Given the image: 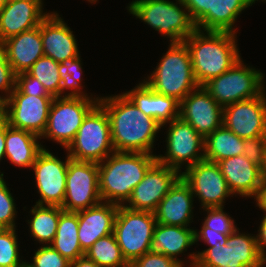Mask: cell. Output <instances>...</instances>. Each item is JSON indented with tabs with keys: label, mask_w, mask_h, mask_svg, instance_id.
I'll use <instances>...</instances> for the list:
<instances>
[{
	"label": "cell",
	"mask_w": 266,
	"mask_h": 267,
	"mask_svg": "<svg viewBox=\"0 0 266 267\" xmlns=\"http://www.w3.org/2000/svg\"><path fill=\"white\" fill-rule=\"evenodd\" d=\"M85 256L101 267H129L113 233L96 240Z\"/></svg>",
	"instance_id": "1f68e13d"
},
{
	"label": "cell",
	"mask_w": 266,
	"mask_h": 267,
	"mask_svg": "<svg viewBox=\"0 0 266 267\" xmlns=\"http://www.w3.org/2000/svg\"><path fill=\"white\" fill-rule=\"evenodd\" d=\"M194 231L190 227L157 223L154 228L149 252L152 254H164L185 266L184 262L177 258V256L195 244Z\"/></svg>",
	"instance_id": "484cf974"
},
{
	"label": "cell",
	"mask_w": 266,
	"mask_h": 267,
	"mask_svg": "<svg viewBox=\"0 0 266 267\" xmlns=\"http://www.w3.org/2000/svg\"><path fill=\"white\" fill-rule=\"evenodd\" d=\"M32 259L33 263L26 262L25 267H70V261L51 245H42Z\"/></svg>",
	"instance_id": "74e56055"
},
{
	"label": "cell",
	"mask_w": 266,
	"mask_h": 267,
	"mask_svg": "<svg viewBox=\"0 0 266 267\" xmlns=\"http://www.w3.org/2000/svg\"><path fill=\"white\" fill-rule=\"evenodd\" d=\"M261 177H262V185H266V156L264 158V163L261 167Z\"/></svg>",
	"instance_id": "f907efd6"
},
{
	"label": "cell",
	"mask_w": 266,
	"mask_h": 267,
	"mask_svg": "<svg viewBox=\"0 0 266 267\" xmlns=\"http://www.w3.org/2000/svg\"><path fill=\"white\" fill-rule=\"evenodd\" d=\"M193 197L190 186L180 177L158 204L154 212L156 222L188 227L193 219Z\"/></svg>",
	"instance_id": "cb8c5ba5"
},
{
	"label": "cell",
	"mask_w": 266,
	"mask_h": 267,
	"mask_svg": "<svg viewBox=\"0 0 266 267\" xmlns=\"http://www.w3.org/2000/svg\"><path fill=\"white\" fill-rule=\"evenodd\" d=\"M129 267H183L174 258L164 254L145 253L143 256L133 261Z\"/></svg>",
	"instance_id": "60d3db41"
},
{
	"label": "cell",
	"mask_w": 266,
	"mask_h": 267,
	"mask_svg": "<svg viewBox=\"0 0 266 267\" xmlns=\"http://www.w3.org/2000/svg\"><path fill=\"white\" fill-rule=\"evenodd\" d=\"M39 138L31 132L13 128L6 122V158L15 166L31 168L44 149V146L39 144Z\"/></svg>",
	"instance_id": "83f0119b"
},
{
	"label": "cell",
	"mask_w": 266,
	"mask_h": 267,
	"mask_svg": "<svg viewBox=\"0 0 266 267\" xmlns=\"http://www.w3.org/2000/svg\"><path fill=\"white\" fill-rule=\"evenodd\" d=\"M0 47L16 75L27 72L40 57L44 56L41 23L31 30L9 37L0 44Z\"/></svg>",
	"instance_id": "603a6c76"
},
{
	"label": "cell",
	"mask_w": 266,
	"mask_h": 267,
	"mask_svg": "<svg viewBox=\"0 0 266 267\" xmlns=\"http://www.w3.org/2000/svg\"><path fill=\"white\" fill-rule=\"evenodd\" d=\"M156 156L141 152L114 151L98 163L99 193L102 201L125 205L133 189L157 162Z\"/></svg>",
	"instance_id": "7a4b0ae2"
},
{
	"label": "cell",
	"mask_w": 266,
	"mask_h": 267,
	"mask_svg": "<svg viewBox=\"0 0 266 267\" xmlns=\"http://www.w3.org/2000/svg\"><path fill=\"white\" fill-rule=\"evenodd\" d=\"M80 55L78 57L68 58L63 62L59 63L58 72L60 73L61 78V87H60V97L64 94L65 90L71 92L65 93L63 96H71V97H86L91 99H99V97H90L84 92L81 91V60Z\"/></svg>",
	"instance_id": "d6a6232c"
},
{
	"label": "cell",
	"mask_w": 266,
	"mask_h": 267,
	"mask_svg": "<svg viewBox=\"0 0 266 267\" xmlns=\"http://www.w3.org/2000/svg\"><path fill=\"white\" fill-rule=\"evenodd\" d=\"M266 93L238 101L223 108V126L238 137L250 139L266 136Z\"/></svg>",
	"instance_id": "2e32d148"
},
{
	"label": "cell",
	"mask_w": 266,
	"mask_h": 267,
	"mask_svg": "<svg viewBox=\"0 0 266 267\" xmlns=\"http://www.w3.org/2000/svg\"><path fill=\"white\" fill-rule=\"evenodd\" d=\"M153 73L143 81L155 92L172 97L179 103L199 87L185 42H170Z\"/></svg>",
	"instance_id": "277c9868"
},
{
	"label": "cell",
	"mask_w": 266,
	"mask_h": 267,
	"mask_svg": "<svg viewBox=\"0 0 266 267\" xmlns=\"http://www.w3.org/2000/svg\"><path fill=\"white\" fill-rule=\"evenodd\" d=\"M6 113H7V98L0 95V124L6 122Z\"/></svg>",
	"instance_id": "681fc988"
},
{
	"label": "cell",
	"mask_w": 266,
	"mask_h": 267,
	"mask_svg": "<svg viewBox=\"0 0 266 267\" xmlns=\"http://www.w3.org/2000/svg\"><path fill=\"white\" fill-rule=\"evenodd\" d=\"M181 174L168 166L156 162L145 174L142 181L133 189L126 208L154 213L160 201Z\"/></svg>",
	"instance_id": "e0dca14e"
},
{
	"label": "cell",
	"mask_w": 266,
	"mask_h": 267,
	"mask_svg": "<svg viewBox=\"0 0 266 267\" xmlns=\"http://www.w3.org/2000/svg\"><path fill=\"white\" fill-rule=\"evenodd\" d=\"M99 104L110 120L114 151L152 154L156 134L162 127L154 118L144 115L124 92L101 97Z\"/></svg>",
	"instance_id": "6da1fadb"
},
{
	"label": "cell",
	"mask_w": 266,
	"mask_h": 267,
	"mask_svg": "<svg viewBox=\"0 0 266 267\" xmlns=\"http://www.w3.org/2000/svg\"><path fill=\"white\" fill-rule=\"evenodd\" d=\"M166 143V154L156 156L157 162L177 170L180 174L185 163L187 169L205 159L204 138L180 117L169 122Z\"/></svg>",
	"instance_id": "8fae6325"
},
{
	"label": "cell",
	"mask_w": 266,
	"mask_h": 267,
	"mask_svg": "<svg viewBox=\"0 0 266 267\" xmlns=\"http://www.w3.org/2000/svg\"><path fill=\"white\" fill-rule=\"evenodd\" d=\"M238 229L229 235L226 245L217 244L189 254L190 267H262L266 264L259 253L256 237L240 233Z\"/></svg>",
	"instance_id": "52a82bcc"
},
{
	"label": "cell",
	"mask_w": 266,
	"mask_h": 267,
	"mask_svg": "<svg viewBox=\"0 0 266 267\" xmlns=\"http://www.w3.org/2000/svg\"><path fill=\"white\" fill-rule=\"evenodd\" d=\"M218 165L233 195L257 198L262 187L261 167L244 155L223 159Z\"/></svg>",
	"instance_id": "44dd1931"
},
{
	"label": "cell",
	"mask_w": 266,
	"mask_h": 267,
	"mask_svg": "<svg viewBox=\"0 0 266 267\" xmlns=\"http://www.w3.org/2000/svg\"><path fill=\"white\" fill-rule=\"evenodd\" d=\"M41 0H9L0 8V44L40 25L49 14L43 13Z\"/></svg>",
	"instance_id": "d6986e66"
},
{
	"label": "cell",
	"mask_w": 266,
	"mask_h": 267,
	"mask_svg": "<svg viewBox=\"0 0 266 267\" xmlns=\"http://www.w3.org/2000/svg\"><path fill=\"white\" fill-rule=\"evenodd\" d=\"M50 245L70 262L85 255L78 239L77 212H60L56 235Z\"/></svg>",
	"instance_id": "f1b7e54d"
},
{
	"label": "cell",
	"mask_w": 266,
	"mask_h": 267,
	"mask_svg": "<svg viewBox=\"0 0 266 267\" xmlns=\"http://www.w3.org/2000/svg\"><path fill=\"white\" fill-rule=\"evenodd\" d=\"M16 204L2 175H0V230L15 228Z\"/></svg>",
	"instance_id": "8d00e7d4"
},
{
	"label": "cell",
	"mask_w": 266,
	"mask_h": 267,
	"mask_svg": "<svg viewBox=\"0 0 266 267\" xmlns=\"http://www.w3.org/2000/svg\"><path fill=\"white\" fill-rule=\"evenodd\" d=\"M156 224L154 213L118 205L113 234L129 265L149 252Z\"/></svg>",
	"instance_id": "9c48e42d"
},
{
	"label": "cell",
	"mask_w": 266,
	"mask_h": 267,
	"mask_svg": "<svg viewBox=\"0 0 266 267\" xmlns=\"http://www.w3.org/2000/svg\"><path fill=\"white\" fill-rule=\"evenodd\" d=\"M118 205L108 202L78 211V239L85 252L99 238L113 233Z\"/></svg>",
	"instance_id": "7402d4cb"
},
{
	"label": "cell",
	"mask_w": 266,
	"mask_h": 267,
	"mask_svg": "<svg viewBox=\"0 0 266 267\" xmlns=\"http://www.w3.org/2000/svg\"><path fill=\"white\" fill-rule=\"evenodd\" d=\"M255 200L257 202V206L261 208L266 215V185H262L259 194Z\"/></svg>",
	"instance_id": "c3c4849f"
},
{
	"label": "cell",
	"mask_w": 266,
	"mask_h": 267,
	"mask_svg": "<svg viewBox=\"0 0 266 267\" xmlns=\"http://www.w3.org/2000/svg\"><path fill=\"white\" fill-rule=\"evenodd\" d=\"M195 243L200 239L204 243H207L210 247H214L219 244L220 246L226 245L229 235L221 234L220 232H207V231H194Z\"/></svg>",
	"instance_id": "ee69618b"
},
{
	"label": "cell",
	"mask_w": 266,
	"mask_h": 267,
	"mask_svg": "<svg viewBox=\"0 0 266 267\" xmlns=\"http://www.w3.org/2000/svg\"><path fill=\"white\" fill-rule=\"evenodd\" d=\"M243 155L250 162L262 167L266 156V136L244 139Z\"/></svg>",
	"instance_id": "ab89813d"
},
{
	"label": "cell",
	"mask_w": 266,
	"mask_h": 267,
	"mask_svg": "<svg viewBox=\"0 0 266 267\" xmlns=\"http://www.w3.org/2000/svg\"><path fill=\"white\" fill-rule=\"evenodd\" d=\"M15 88L26 95L33 96H52L50 95L43 84L28 72L16 75Z\"/></svg>",
	"instance_id": "f35d334b"
},
{
	"label": "cell",
	"mask_w": 266,
	"mask_h": 267,
	"mask_svg": "<svg viewBox=\"0 0 266 267\" xmlns=\"http://www.w3.org/2000/svg\"><path fill=\"white\" fill-rule=\"evenodd\" d=\"M224 207H206L207 216L200 231L220 232L230 235L237 227L235 221L223 211Z\"/></svg>",
	"instance_id": "d590c367"
},
{
	"label": "cell",
	"mask_w": 266,
	"mask_h": 267,
	"mask_svg": "<svg viewBox=\"0 0 266 267\" xmlns=\"http://www.w3.org/2000/svg\"><path fill=\"white\" fill-rule=\"evenodd\" d=\"M206 34V35H205ZM235 33L195 30L185 40L199 86L229 70L239 59Z\"/></svg>",
	"instance_id": "3957f363"
},
{
	"label": "cell",
	"mask_w": 266,
	"mask_h": 267,
	"mask_svg": "<svg viewBox=\"0 0 266 267\" xmlns=\"http://www.w3.org/2000/svg\"><path fill=\"white\" fill-rule=\"evenodd\" d=\"M179 117L205 139L223 125V107L199 86L180 102Z\"/></svg>",
	"instance_id": "ac0fdd59"
},
{
	"label": "cell",
	"mask_w": 266,
	"mask_h": 267,
	"mask_svg": "<svg viewBox=\"0 0 266 267\" xmlns=\"http://www.w3.org/2000/svg\"><path fill=\"white\" fill-rule=\"evenodd\" d=\"M99 103V99L86 97H54L42 138H50L65 149L75 138L87 114Z\"/></svg>",
	"instance_id": "30bf717a"
},
{
	"label": "cell",
	"mask_w": 266,
	"mask_h": 267,
	"mask_svg": "<svg viewBox=\"0 0 266 267\" xmlns=\"http://www.w3.org/2000/svg\"><path fill=\"white\" fill-rule=\"evenodd\" d=\"M124 94L144 115L154 118L162 127L179 118L180 103L172 97L155 93L144 81Z\"/></svg>",
	"instance_id": "d4e9b609"
},
{
	"label": "cell",
	"mask_w": 266,
	"mask_h": 267,
	"mask_svg": "<svg viewBox=\"0 0 266 267\" xmlns=\"http://www.w3.org/2000/svg\"><path fill=\"white\" fill-rule=\"evenodd\" d=\"M102 202L99 193L98 163L70 159L62 208L78 212Z\"/></svg>",
	"instance_id": "7c38bea8"
},
{
	"label": "cell",
	"mask_w": 266,
	"mask_h": 267,
	"mask_svg": "<svg viewBox=\"0 0 266 267\" xmlns=\"http://www.w3.org/2000/svg\"><path fill=\"white\" fill-rule=\"evenodd\" d=\"M6 122L0 124V160L5 157V148H6ZM0 175L4 176L3 173L0 172Z\"/></svg>",
	"instance_id": "7dc6e473"
},
{
	"label": "cell",
	"mask_w": 266,
	"mask_h": 267,
	"mask_svg": "<svg viewBox=\"0 0 266 267\" xmlns=\"http://www.w3.org/2000/svg\"><path fill=\"white\" fill-rule=\"evenodd\" d=\"M90 3H95L97 0H88Z\"/></svg>",
	"instance_id": "f5cc1de1"
},
{
	"label": "cell",
	"mask_w": 266,
	"mask_h": 267,
	"mask_svg": "<svg viewBox=\"0 0 266 267\" xmlns=\"http://www.w3.org/2000/svg\"><path fill=\"white\" fill-rule=\"evenodd\" d=\"M255 1L258 0H209V13L196 25V29L236 34L233 28L235 21Z\"/></svg>",
	"instance_id": "4316f807"
},
{
	"label": "cell",
	"mask_w": 266,
	"mask_h": 267,
	"mask_svg": "<svg viewBox=\"0 0 266 267\" xmlns=\"http://www.w3.org/2000/svg\"><path fill=\"white\" fill-rule=\"evenodd\" d=\"M264 74L239 59L229 70L209 80L204 89L223 108L260 96L264 91Z\"/></svg>",
	"instance_id": "ba28073f"
},
{
	"label": "cell",
	"mask_w": 266,
	"mask_h": 267,
	"mask_svg": "<svg viewBox=\"0 0 266 267\" xmlns=\"http://www.w3.org/2000/svg\"><path fill=\"white\" fill-rule=\"evenodd\" d=\"M41 38L44 56L52 58L57 63L79 56L73 31L56 12L49 13L41 21Z\"/></svg>",
	"instance_id": "ffe728a7"
},
{
	"label": "cell",
	"mask_w": 266,
	"mask_h": 267,
	"mask_svg": "<svg viewBox=\"0 0 266 267\" xmlns=\"http://www.w3.org/2000/svg\"><path fill=\"white\" fill-rule=\"evenodd\" d=\"M204 141L205 160L218 163L226 158L243 155L244 139L223 125L209 134Z\"/></svg>",
	"instance_id": "f546056e"
},
{
	"label": "cell",
	"mask_w": 266,
	"mask_h": 267,
	"mask_svg": "<svg viewBox=\"0 0 266 267\" xmlns=\"http://www.w3.org/2000/svg\"><path fill=\"white\" fill-rule=\"evenodd\" d=\"M59 206H48L36 204L30 210L33 217L28 222L30 234L35 240L44 245H50L56 235L60 212Z\"/></svg>",
	"instance_id": "4dcf8cb0"
},
{
	"label": "cell",
	"mask_w": 266,
	"mask_h": 267,
	"mask_svg": "<svg viewBox=\"0 0 266 267\" xmlns=\"http://www.w3.org/2000/svg\"><path fill=\"white\" fill-rule=\"evenodd\" d=\"M9 0H0V8L7 4Z\"/></svg>",
	"instance_id": "816d5d0a"
},
{
	"label": "cell",
	"mask_w": 266,
	"mask_h": 267,
	"mask_svg": "<svg viewBox=\"0 0 266 267\" xmlns=\"http://www.w3.org/2000/svg\"><path fill=\"white\" fill-rule=\"evenodd\" d=\"M197 25L209 13V0H180Z\"/></svg>",
	"instance_id": "7bdbcfd3"
},
{
	"label": "cell",
	"mask_w": 266,
	"mask_h": 267,
	"mask_svg": "<svg viewBox=\"0 0 266 267\" xmlns=\"http://www.w3.org/2000/svg\"><path fill=\"white\" fill-rule=\"evenodd\" d=\"M53 96H33L16 88L7 98L6 122L9 126L40 137L45 131Z\"/></svg>",
	"instance_id": "4fadbf2b"
},
{
	"label": "cell",
	"mask_w": 266,
	"mask_h": 267,
	"mask_svg": "<svg viewBox=\"0 0 266 267\" xmlns=\"http://www.w3.org/2000/svg\"><path fill=\"white\" fill-rule=\"evenodd\" d=\"M70 267H101V266L84 255L74 261H71Z\"/></svg>",
	"instance_id": "bcb514c9"
},
{
	"label": "cell",
	"mask_w": 266,
	"mask_h": 267,
	"mask_svg": "<svg viewBox=\"0 0 266 267\" xmlns=\"http://www.w3.org/2000/svg\"><path fill=\"white\" fill-rule=\"evenodd\" d=\"M69 160L68 154L63 162L45 148L39 153L31 167L34 169L36 187L41 196L36 204L62 207Z\"/></svg>",
	"instance_id": "9a60e30c"
},
{
	"label": "cell",
	"mask_w": 266,
	"mask_h": 267,
	"mask_svg": "<svg viewBox=\"0 0 266 267\" xmlns=\"http://www.w3.org/2000/svg\"><path fill=\"white\" fill-rule=\"evenodd\" d=\"M15 83L16 74L7 61L4 51L0 47V91H4L5 98H8L15 89Z\"/></svg>",
	"instance_id": "b9f144b4"
},
{
	"label": "cell",
	"mask_w": 266,
	"mask_h": 267,
	"mask_svg": "<svg viewBox=\"0 0 266 267\" xmlns=\"http://www.w3.org/2000/svg\"><path fill=\"white\" fill-rule=\"evenodd\" d=\"M16 229L0 230V267H25L19 257Z\"/></svg>",
	"instance_id": "e575fe53"
},
{
	"label": "cell",
	"mask_w": 266,
	"mask_h": 267,
	"mask_svg": "<svg viewBox=\"0 0 266 267\" xmlns=\"http://www.w3.org/2000/svg\"><path fill=\"white\" fill-rule=\"evenodd\" d=\"M182 179L190 186L201 207H224L225 199L231 195L227 182L216 162L202 160L181 173Z\"/></svg>",
	"instance_id": "5bb4252c"
},
{
	"label": "cell",
	"mask_w": 266,
	"mask_h": 267,
	"mask_svg": "<svg viewBox=\"0 0 266 267\" xmlns=\"http://www.w3.org/2000/svg\"><path fill=\"white\" fill-rule=\"evenodd\" d=\"M258 232L256 235L258 250L261 257L266 261V215L261 220Z\"/></svg>",
	"instance_id": "f6af8a7d"
},
{
	"label": "cell",
	"mask_w": 266,
	"mask_h": 267,
	"mask_svg": "<svg viewBox=\"0 0 266 267\" xmlns=\"http://www.w3.org/2000/svg\"><path fill=\"white\" fill-rule=\"evenodd\" d=\"M59 63L50 57H40L27 71L37 78L53 97H60L61 78L58 72Z\"/></svg>",
	"instance_id": "836d02e7"
},
{
	"label": "cell",
	"mask_w": 266,
	"mask_h": 267,
	"mask_svg": "<svg viewBox=\"0 0 266 267\" xmlns=\"http://www.w3.org/2000/svg\"><path fill=\"white\" fill-rule=\"evenodd\" d=\"M66 151L72 160L95 163L102 162L114 152L110 120L99 103L84 118Z\"/></svg>",
	"instance_id": "8992f818"
},
{
	"label": "cell",
	"mask_w": 266,
	"mask_h": 267,
	"mask_svg": "<svg viewBox=\"0 0 266 267\" xmlns=\"http://www.w3.org/2000/svg\"><path fill=\"white\" fill-rule=\"evenodd\" d=\"M127 9L130 14L167 36L170 42H183L196 30L188 9L180 0L176 3L169 0H135Z\"/></svg>",
	"instance_id": "5b68a950"
}]
</instances>
